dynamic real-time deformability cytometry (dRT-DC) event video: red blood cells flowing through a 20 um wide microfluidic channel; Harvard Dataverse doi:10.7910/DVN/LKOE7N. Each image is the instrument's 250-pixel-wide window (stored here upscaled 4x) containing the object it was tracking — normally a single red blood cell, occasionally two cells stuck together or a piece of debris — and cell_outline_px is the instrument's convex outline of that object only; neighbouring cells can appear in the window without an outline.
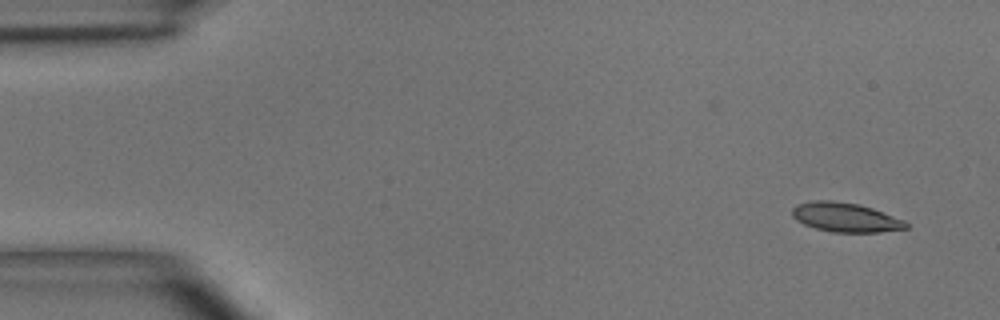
{"species": "common noctule bat (a hibernating species)", "species_latin": "Nyctalus noctula", "temperature_condition": "room temperature", "stored_images_in_passage": 5, "segment_of_instrument_passage": [1, 2], "camera_frame_rate_fps": 3000, "um_per_image_px": 0.085, "animal": {"sex": "male", "body_mass_g": 15.6}, "frame": {"image": 1, "passage_image": 1, "time_ms": 0.0, "image_size_px": [1000, 320], "cell_outline_px": [[908, 228], [880, 232], [832, 232], [816, 228], [804, 224], [796, 220], [792, 216], [792, 208], [796, 204], [812, 200], [832, 200], [860, 204], [872, 208], [904, 220], [908, 224]], "centroid_in_image_um": [71.84, 18.46], "position_along_channel_um": 13.2, "area_um2": 19.48}}